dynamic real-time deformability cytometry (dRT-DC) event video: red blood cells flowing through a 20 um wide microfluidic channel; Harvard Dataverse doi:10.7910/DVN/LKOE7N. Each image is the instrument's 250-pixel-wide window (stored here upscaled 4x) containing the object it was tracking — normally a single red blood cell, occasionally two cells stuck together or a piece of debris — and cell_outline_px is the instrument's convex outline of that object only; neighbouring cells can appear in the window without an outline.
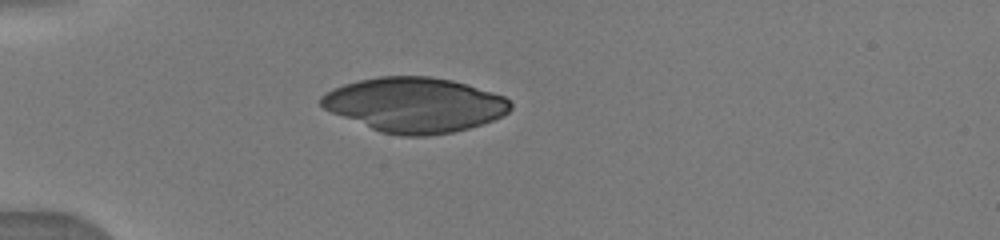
{"species": "human", "species_latin": "Homo sapiens", "temperature_condition": "warm", "stored_images_in_passage": 4, "camera_frame_rate_fps": 3000, "um_per_image_px": 0.085, "donor": {"sex": "male"}, "frame": {"image": 1, "passage_image": 1, "time_ms": 0.0, "image_size_px": [1000, 240], "cell_outline_px": [[512, 108], [508, 112], [492, 120], [468, 128], [452, 132], [428, 136], [400, 136], [380, 132], [332, 112], [324, 108], [320, 104], [320, 96], [332, 88], [344, 84], [360, 80], [380, 76], [432, 76], [452, 80], [468, 84], [504, 96], [512, 104]], "centroid_in_image_um": [35.25, 8.9], "position_along_channel_um": 49.8, "area_um2": 60.29}}